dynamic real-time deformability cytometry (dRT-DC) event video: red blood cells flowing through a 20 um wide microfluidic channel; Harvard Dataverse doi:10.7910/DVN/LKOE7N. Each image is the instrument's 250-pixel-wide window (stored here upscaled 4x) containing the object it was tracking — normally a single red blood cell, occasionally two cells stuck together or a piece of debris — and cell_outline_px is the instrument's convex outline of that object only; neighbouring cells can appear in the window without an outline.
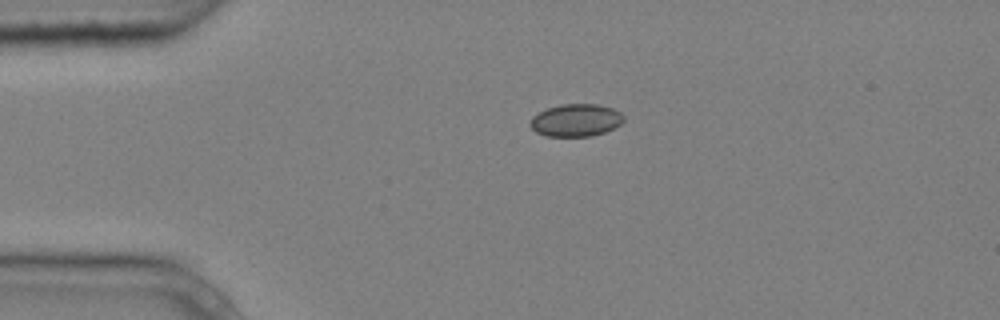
{"species": "common noctule bat (a hibernating species)", "species_latin": "Nyctalus noctula", "temperature_condition": "cold", "stored_images_in_passage": 2, "camera_frame_rate_fps": 3000, "um_per_image_px": 0.085, "animal": {"sex": "male", "body_mass_g": 20.4}, "frame": {"image": 1, "passage_image": 1, "time_ms": 0.0, "image_size_px": [1000, 320], "cell_outline_px": [[624, 120], [620, 124], [604, 132], [592, 136], [548, 136], [536, 132], [528, 124], [532, 116], [548, 108], [560, 104], [596, 104], [612, 108], [620, 112], [624, 116]], "centroid_in_image_um": [48.94, 10.21], "position_along_channel_um": 36.1, "area_um2": 17.63}}